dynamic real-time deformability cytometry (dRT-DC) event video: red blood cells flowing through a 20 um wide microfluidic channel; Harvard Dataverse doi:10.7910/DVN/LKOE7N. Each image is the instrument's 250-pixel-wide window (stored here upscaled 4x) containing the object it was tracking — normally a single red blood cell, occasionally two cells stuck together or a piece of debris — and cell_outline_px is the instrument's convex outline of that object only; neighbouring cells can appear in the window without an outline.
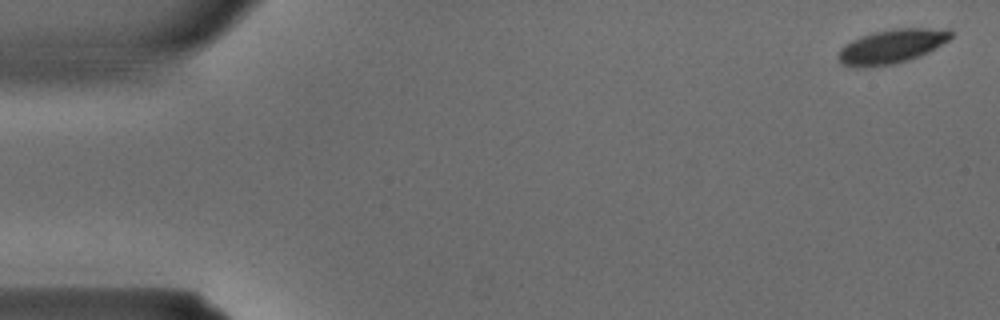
{"species": "common noctule bat (a hibernating species)", "species_latin": "Nyctalus noctula", "temperature_condition": "warm", "stored_images_in_passage": 36, "camera_frame_rate_fps": 3000, "um_per_image_px": 0.085, "animal": {"sex": "male", "body_mass_g": 15.6}, "frame": {"image": 1, "passage_image": 1, "time_ms": 0.0, "image_size_px": [1000, 320], "cell_outline_px": [[952, 36], [948, 40], [928, 52], [920, 56], [908, 60], [892, 64], [868, 68], [856, 68], [840, 64], [836, 56], [840, 48], [844, 44], [852, 40], [872, 32], [896, 28], [948, 28], [952, 32]], "centroid_in_image_um": [75.74, 3.95], "position_along_channel_um": 9.3, "area_um2": 22.72}}
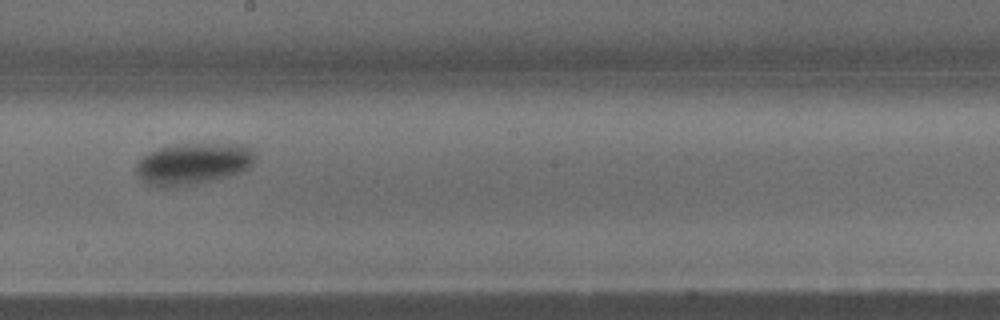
{"frame": {"image": 2, "passage_image": 20, "time_ms": 6.333, "image_size_px": [1000, 320], "cell_outline_px": [[256, 160], [248, 168], [240, 172], [228, 176], [212, 180], [188, 184], [160, 188], [148, 184], [140, 180], [136, 172], [136, 164], [144, 156], [160, 148], [180, 144], [236, 144], [248, 148], [256, 156]], "centroid_in_image_um": [16.4, 13.92], "position_along_channel_um": 231.8, "area_um2": 28.26}}
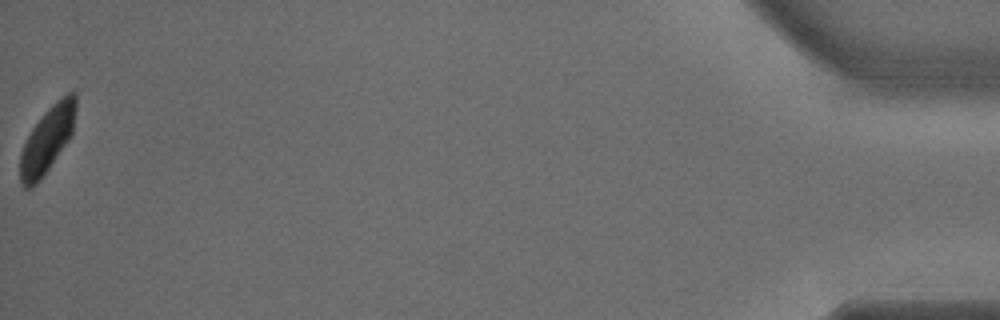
{"frame": {"image": 3, "passage_image": 36, "time_ms": 11.667, "image_size_px": [1000, 320], "cell_outline_px": [[76, 108], [72, 132], [68, 140], [48, 168], [36, 184], [32, 188], [24, 188], [20, 184], [20, 152], [32, 128], [44, 112], [56, 100], [68, 92], [76, 92]], "centroid_in_image_um": [4.0, 11.86], "position_along_channel_um": 431.2, "area_um2": 21.15}}